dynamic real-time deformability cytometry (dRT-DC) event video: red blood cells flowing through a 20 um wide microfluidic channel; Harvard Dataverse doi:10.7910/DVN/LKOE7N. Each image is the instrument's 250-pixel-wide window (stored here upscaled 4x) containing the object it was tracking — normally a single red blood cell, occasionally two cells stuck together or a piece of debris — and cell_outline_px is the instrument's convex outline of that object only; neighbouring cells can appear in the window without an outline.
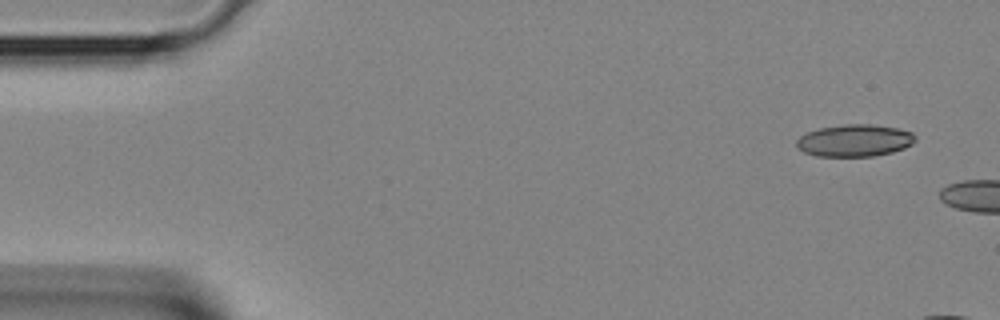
{"species": "Egyptian fruit bat (a non-hibernating species)", "species_latin": "Rousettus aegyptiacus", "temperature_condition": "room temperature", "stored_images_in_passage": 4, "camera_frame_rate_fps": 3000, "um_per_image_px": 0.085, "animal": {"sex": "female"}, "frame": {"image": 1, "passage_image": 1, "time_ms": 0.0, "image_size_px": [1000, 320], "cell_outline_px": [[916, 140], [912, 144], [904, 148], [892, 152], [872, 156], [816, 156], [804, 152], [796, 148], [796, 140], [800, 136], [808, 132], [820, 128], [844, 124], [872, 124], [896, 128], [912, 132], [916, 136]], "centroid_in_image_um": [72.64, 11.94], "position_along_channel_um": 12.4, "area_um2": 22.25}}